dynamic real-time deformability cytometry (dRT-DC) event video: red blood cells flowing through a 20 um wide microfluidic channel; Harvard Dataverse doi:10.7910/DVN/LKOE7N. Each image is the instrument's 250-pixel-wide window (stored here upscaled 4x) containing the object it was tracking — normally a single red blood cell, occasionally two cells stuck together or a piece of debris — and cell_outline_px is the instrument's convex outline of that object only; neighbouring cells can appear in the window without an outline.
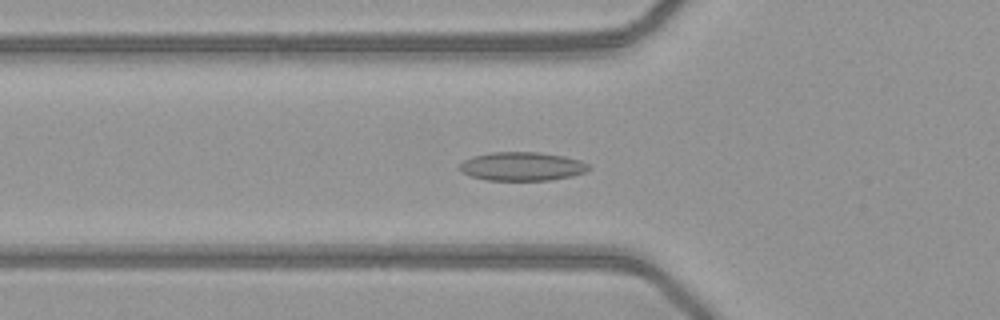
{"species": "common noctule bat (a hibernating species)", "species_latin": "Nyctalus noctula", "temperature_condition": "warm", "stored_images_in_passage": 50, "camera_frame_rate_fps": 3000, "um_per_image_px": 0.085, "animal": {"sex": "female", "body_mass_g": 21.9}, "frame": {"image": 1, "passage_image": 17, "time_ms": 5.333, "image_size_px": [1000, 320], "cell_outline_px": [[592, 168], [584, 172], [572, 176], [548, 180], [484, 180], [472, 176], [456, 168], [464, 160], [472, 156], [492, 152], [540, 152], [564, 156], [580, 160], [588, 164]], "centroid_in_image_um": [44.37, 14.14], "position_along_channel_um": 81.4, "area_um2": 21.62}}
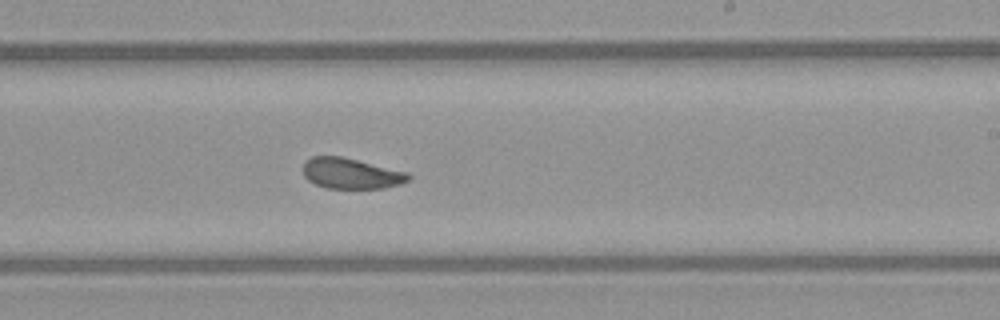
{"frame": {"image": 2, "passage_image": 30, "time_ms": 9.667, "image_size_px": [1000, 320], "cell_outline_px": [[412, 176], [408, 180], [400, 184], [384, 188], [328, 188], [316, 184], [308, 180], [304, 176], [304, 160], [312, 156], [340, 156], [408, 172]], "centroid_in_image_um": [29.84, 14.74], "position_along_channel_um": 259.2, "area_um2": 18.73}}
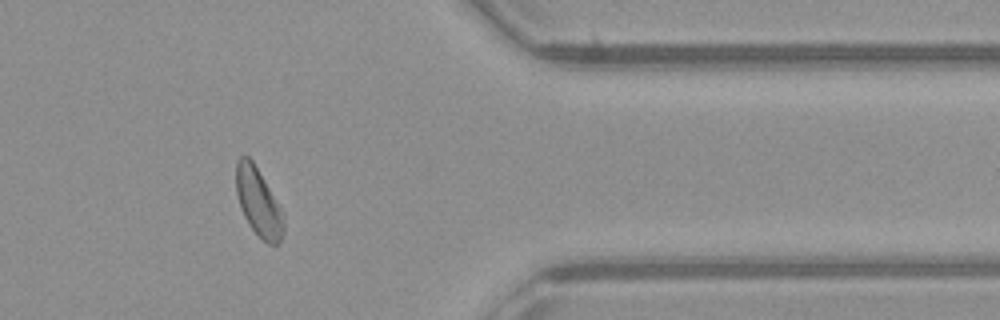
{"frame": {"image": 3, "passage_image": 41, "time_ms": 13.333, "image_size_px": [1000, 320], "cell_outline_px": [[284, 232], [280, 240], [276, 244], [268, 244], [248, 224], [240, 208], [236, 192], [236, 160], [240, 156], [248, 156], [252, 160], [284, 212]], "centroid_in_image_um": [21.97, 17.18], "position_along_channel_um": 389.4, "area_um2": 18.84}, "authors_computed_cell_mechanics": {"area_um2": 19.9988, "velocity_mm_per_s": 4.0798, "shape_relaxation_time_tau1_ms": 7.7438, "shape_relaxation_time_tau2_ms": 1.7644, "deformation_change_tau1": 0.1567, "deformation_change_tau2": 0.0669}}